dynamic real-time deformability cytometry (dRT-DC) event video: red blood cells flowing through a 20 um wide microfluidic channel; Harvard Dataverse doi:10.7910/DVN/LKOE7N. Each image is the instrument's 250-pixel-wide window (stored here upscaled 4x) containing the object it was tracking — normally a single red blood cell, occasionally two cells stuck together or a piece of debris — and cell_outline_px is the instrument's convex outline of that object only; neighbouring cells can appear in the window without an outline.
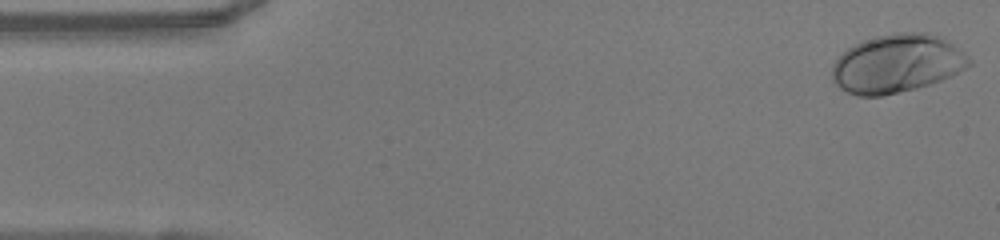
{"species": "human", "species_latin": "Homo sapiens", "temperature_condition": "warm", "stored_images_in_passage": 49, "camera_frame_rate_fps": 3000, "um_per_image_px": 0.085, "donor": {"sex": "female"}, "frame": {"image": 1, "passage_image": 1, "time_ms": 0.0, "image_size_px": [1000, 240], "cell_outline_px": [[972, 64], [952, 76], [916, 88], [880, 96], [856, 96], [840, 88], [832, 80], [832, 64], [848, 48], [864, 40], [876, 36], [896, 32], [928, 32], [944, 36], [964, 52], [972, 60]], "centroid_in_image_um": [76.28, 5.39], "position_along_channel_um": 8.7, "area_um2": 46.82}}
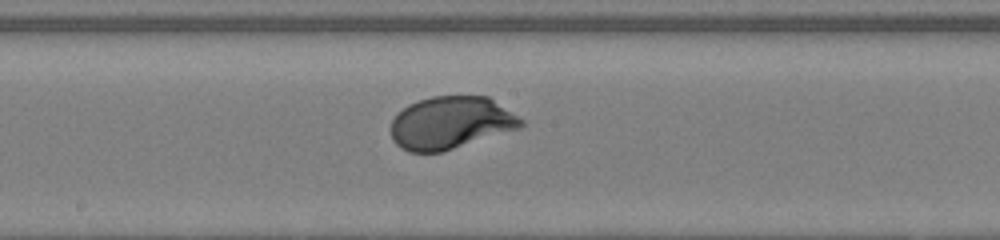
{"frame": {"image": 2, "passage_image": 25, "time_ms": 8.0, "image_size_px": [1000, 240], "cell_outline_px": [[524, 124], [520, 128], [440, 152], [408, 152], [400, 148], [392, 140], [392, 120], [396, 112], [408, 104], [432, 96], [488, 96], [524, 120]], "centroid_in_image_um": [38.29, 10.43], "position_along_channel_um": 209.9, "area_um2": 39.71}}
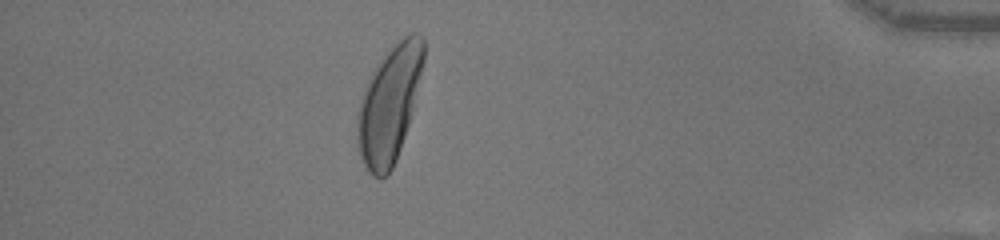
{"frame": {"image": 3, "passage_image": 43, "time_ms": 14.0, "image_size_px": [1000, 240], "cell_outline_px": [[424, 60], [412, 112], [396, 160], [388, 176], [380, 180], [372, 176], [368, 172], [360, 156], [356, 140], [356, 116], [364, 92], [372, 72], [376, 64], [404, 36], [412, 32], [416, 32], [424, 36]], "centroid_in_image_um": [33.08, 8.91], "position_along_channel_um": 402.1, "area_um2": 44.56}, "authors_computed_cell_mechanics": {"area_um2": 40.5756, "velocity_mm_per_s": 4.0485, "shape_relaxation_time_tau1_ms": 1.9584, "shape_relaxation_time_tau2_ms": null, "deformation_change_tau1": 0.1532, "deformation_change_tau2": null}}